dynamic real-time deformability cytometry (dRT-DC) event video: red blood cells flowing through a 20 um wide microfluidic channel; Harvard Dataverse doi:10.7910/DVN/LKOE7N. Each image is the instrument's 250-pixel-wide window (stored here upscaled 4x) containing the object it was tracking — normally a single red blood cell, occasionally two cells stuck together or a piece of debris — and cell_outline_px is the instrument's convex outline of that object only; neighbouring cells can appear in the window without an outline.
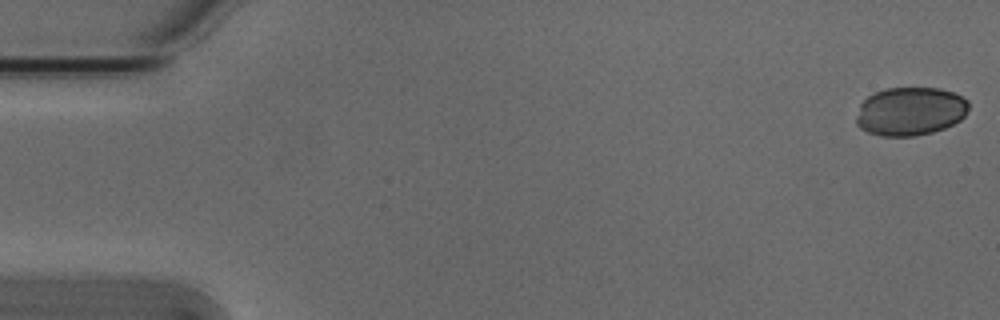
{"species": "Egyptian fruit bat (a non-hibernating species)", "species_latin": "Rousettus aegyptiacus", "temperature_condition": "cold", "stored_images_in_passage": 4, "camera_frame_rate_fps": 3000, "um_per_image_px": 0.085, "animal": {"sex": "male"}, "frame": {"image": 1, "passage_image": 1, "time_ms": 0.0, "image_size_px": [1000, 320], "cell_outline_px": [[968, 108], [964, 116], [960, 120], [944, 128], [932, 132], [916, 136], [880, 136], [868, 132], [860, 128], [856, 124], [856, 116], [860, 104], [868, 96], [884, 88], [940, 88], [952, 92], [968, 100]], "centroid_in_image_um": [77.35, 9.46], "position_along_channel_um": 7.7, "area_um2": 31.79}}